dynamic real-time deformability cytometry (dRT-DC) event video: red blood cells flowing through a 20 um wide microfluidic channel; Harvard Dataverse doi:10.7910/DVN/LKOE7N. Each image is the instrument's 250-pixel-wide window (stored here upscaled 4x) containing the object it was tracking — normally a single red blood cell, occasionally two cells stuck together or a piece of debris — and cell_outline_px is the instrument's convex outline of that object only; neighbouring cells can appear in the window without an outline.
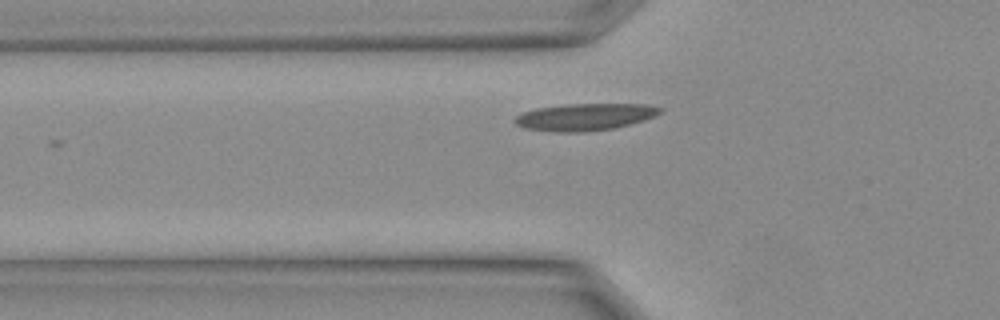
{"species": "Egyptian fruit bat (a non-hibernating species)", "species_latin": "Rousettus aegyptiacus", "temperature_condition": "warm", "stored_images_in_passage": 6, "camera_frame_rate_fps": 3000, "um_per_image_px": 0.085, "animal": {"sex": "female"}, "frame": {"image": 1, "passage_image": 5, "time_ms": 1.333, "image_size_px": [1000, 320], "cell_outline_px": [[664, 108], [656, 116], [644, 120], [612, 128], [592, 132], [552, 132], [524, 128], [516, 124], [512, 120], [516, 116], [524, 112], [536, 108], [564, 104], [648, 104]], "centroid_in_image_um": [49.7, 9.94], "position_along_channel_um": 76.1, "area_um2": 23.06}}